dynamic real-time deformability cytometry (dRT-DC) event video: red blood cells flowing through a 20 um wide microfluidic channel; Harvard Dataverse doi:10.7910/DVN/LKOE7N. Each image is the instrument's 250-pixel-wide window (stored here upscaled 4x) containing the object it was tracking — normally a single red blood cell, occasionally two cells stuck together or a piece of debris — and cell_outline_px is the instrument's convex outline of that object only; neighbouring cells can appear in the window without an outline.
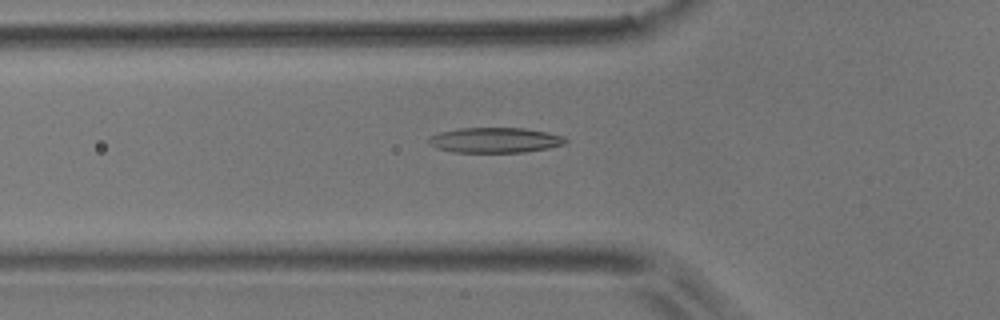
{"species": "common noctule bat (a hibernating species)", "species_latin": "Nyctalus noctula", "temperature_condition": "room temperature", "stored_images_in_passage": 45, "camera_frame_rate_fps": 3000, "um_per_image_px": 0.085, "animal": {"sex": "male", "body_mass_g": 17.9}, "frame": {"image": 1, "passage_image": 10, "time_ms": 3.0, "image_size_px": [1000, 320], "cell_outline_px": [[568, 140], [564, 144], [548, 148], [524, 152], [452, 152], [428, 144], [428, 136], [440, 132], [460, 128], [524, 128], [548, 132], [564, 136]], "centroid_in_image_um": [42.08, 11.91], "position_along_channel_um": 83.7, "area_um2": 20.11}}
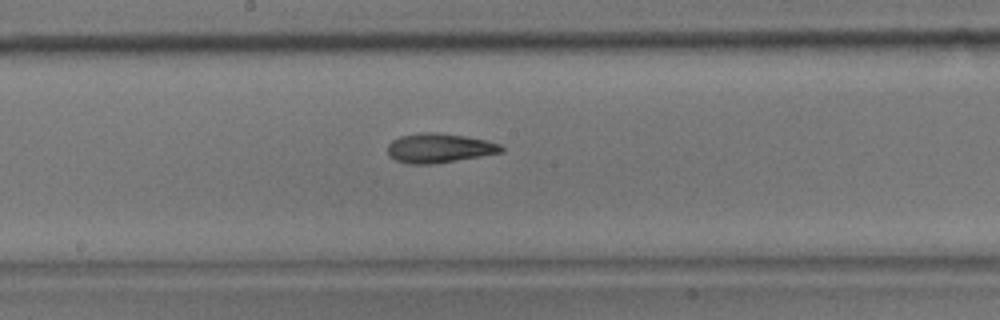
{"frame": {"image": 2, "passage_image": 20, "time_ms": 6.333, "image_size_px": [1000, 320], "cell_outline_px": [[504, 152], [432, 164], [408, 164], [396, 160], [388, 156], [388, 144], [392, 140], [400, 136], [420, 132], [436, 132], [464, 136], [484, 140], [500, 144], [504, 148]], "centroid_in_image_um": [37.3, 12.58], "position_along_channel_um": 210.9, "area_um2": 19.42}}
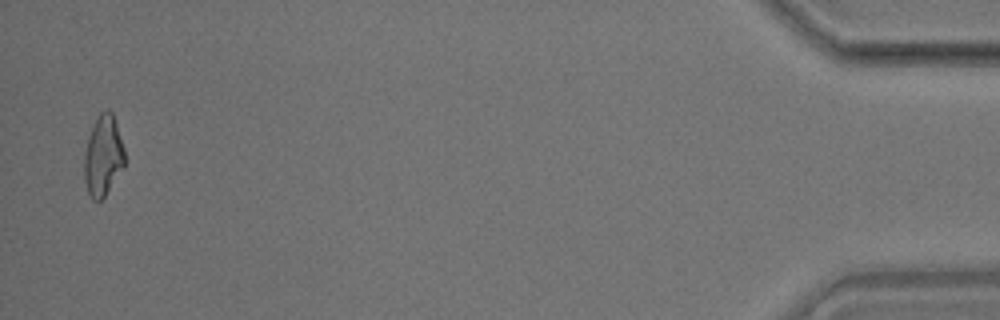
{"frame": {"image": 3, "passage_image": 44, "time_ms": 14.333, "image_size_px": [1000, 320], "cell_outline_px": [[124, 164], [104, 196], [100, 200], [92, 200], [88, 196], [84, 180], [84, 152], [92, 128], [100, 112], [104, 108], [108, 108], [112, 112], [124, 148]], "centroid_in_image_um": [8.74, 13.24], "position_along_channel_um": 426.5, "area_um2": 18.67}, "authors_computed_cell_mechanics": {"area_um2": 19.074, "velocity_mm_per_s": 3.7931, "shape_relaxation_time_tau1_ms": null, "shape_relaxation_time_tau2_ms": 4.6322, "deformation_change_tau1": null, "deformation_change_tau2": 0.1504}}